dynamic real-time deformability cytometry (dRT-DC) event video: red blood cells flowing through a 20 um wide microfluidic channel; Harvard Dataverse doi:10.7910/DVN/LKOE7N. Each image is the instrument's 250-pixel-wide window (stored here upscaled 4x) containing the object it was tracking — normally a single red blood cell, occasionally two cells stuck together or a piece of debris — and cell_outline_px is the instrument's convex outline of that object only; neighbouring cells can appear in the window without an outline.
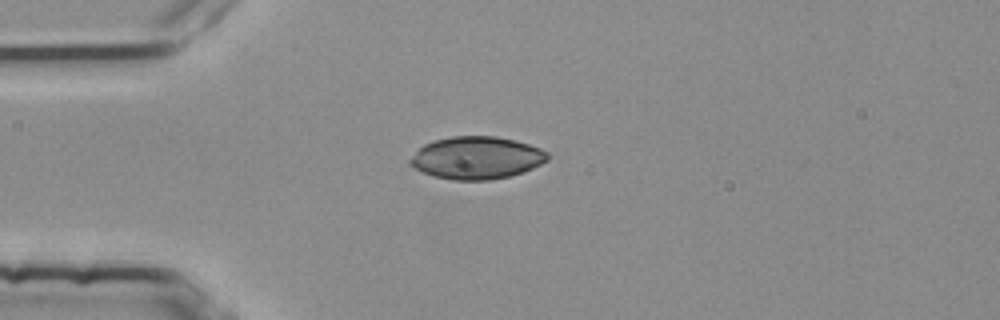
{"species": "common noctule bat (a hibernating species)", "species_latin": "Nyctalus noctula", "temperature_condition": "room temperature", "stored_images_in_passage": 41, "camera_frame_rate_fps": 3000, "um_per_image_px": 0.085, "animal": {"sex": "female", "body_mass_g": 25.1}, "frame": {"image": 1, "passage_image": 1, "time_ms": 0.0, "image_size_px": [1000, 320], "cell_outline_px": [[548, 160], [532, 168], [508, 176], [488, 180], [452, 180], [432, 176], [408, 164], [408, 160], [424, 144], [432, 140], [452, 136], [496, 136], [516, 140], [540, 148], [548, 152]], "centroid_in_image_um": [40.49, 13.4], "position_along_channel_um": 44.5, "area_um2": 33.99}}
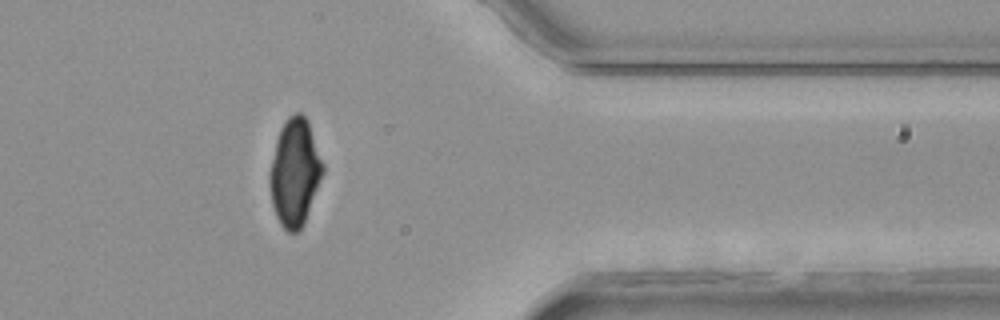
{"frame": {"image": 2, "passage_image": 31, "time_ms": 10.0, "image_size_px": [1000, 320], "cell_outline_px": [[324, 172], [304, 224], [300, 232], [288, 232], [280, 224], [276, 216], [272, 204], [268, 184], [268, 172], [276, 140], [280, 128], [284, 120], [292, 112], [300, 112], [308, 120], [324, 164]], "centroid_in_image_um": [25.04, 14.64], "position_along_channel_um": 386.4, "area_um2": 33.76}}
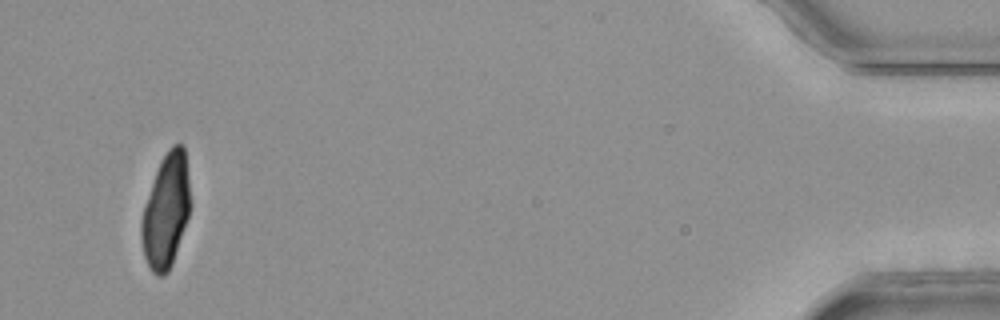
{"frame": {"image": 3, "passage_image": 39, "time_ms": 12.667, "image_size_px": [1000, 320], "cell_outline_px": [[192, 204], [172, 264], [168, 272], [164, 276], [160, 276], [152, 272], [144, 256], [140, 240], [140, 220], [144, 204], [160, 160], [168, 148], [172, 144], [184, 144], [192, 200]], "centroid_in_image_um": [14.11, 17.89], "position_along_channel_um": 421.1, "area_um2": 33.0}}